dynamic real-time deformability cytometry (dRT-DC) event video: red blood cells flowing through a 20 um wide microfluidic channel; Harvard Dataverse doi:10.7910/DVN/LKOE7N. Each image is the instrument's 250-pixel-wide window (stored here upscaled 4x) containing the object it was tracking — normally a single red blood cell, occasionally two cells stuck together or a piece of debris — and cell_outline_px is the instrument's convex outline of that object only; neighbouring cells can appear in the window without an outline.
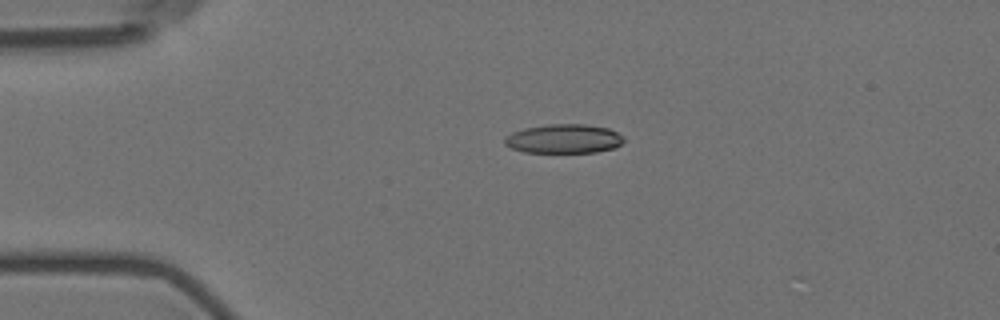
{"species": "Egyptian fruit bat (a non-hibernating species)", "species_latin": "Rousettus aegyptiacus", "temperature_condition": "room temperature", "stored_images_in_passage": 5, "camera_frame_rate_fps": 3000, "um_per_image_px": 0.085, "animal": {"sex": "female"}, "frame": {"image": 1, "passage_image": 4, "time_ms": 3.333, "image_size_px": [1000, 320], "cell_outline_px": [[624, 140], [616, 148], [596, 152], [524, 152], [512, 148], [504, 144], [504, 136], [512, 132], [524, 128], [548, 124], [584, 124], [608, 128], [624, 136]], "centroid_in_image_um": [47.92, 11.79], "position_along_channel_um": 37.1, "area_um2": 20.29}}